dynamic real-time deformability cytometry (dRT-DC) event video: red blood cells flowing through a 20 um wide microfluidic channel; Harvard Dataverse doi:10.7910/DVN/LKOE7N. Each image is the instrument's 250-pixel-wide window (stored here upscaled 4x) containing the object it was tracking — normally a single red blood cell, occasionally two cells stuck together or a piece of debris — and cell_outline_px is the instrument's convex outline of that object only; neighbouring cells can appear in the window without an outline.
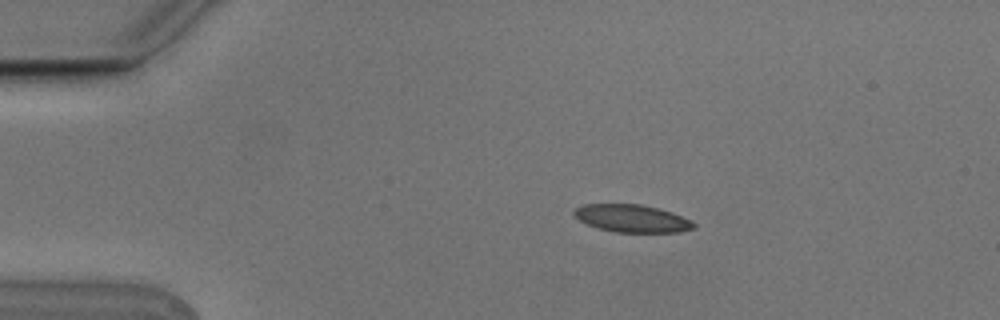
{"species": "Egyptian fruit bat (a non-hibernating species)", "species_latin": "Rousettus aegyptiacus", "temperature_condition": "cold", "stored_images_in_passage": 2, "camera_frame_rate_fps": 3000, "um_per_image_px": 0.085, "animal": {"sex": "male"}, "frame": {"image": 1, "passage_image": 2, "time_ms": 0.333, "image_size_px": [1000, 320], "cell_outline_px": [[696, 228], [680, 232], [616, 232], [600, 228], [588, 224], [580, 220], [572, 212], [576, 208], [584, 204], [640, 204], [672, 212], [692, 220], [696, 224]], "centroid_in_image_um": [53.77, 18.56], "position_along_channel_um": 31.2, "area_um2": 19.13}}